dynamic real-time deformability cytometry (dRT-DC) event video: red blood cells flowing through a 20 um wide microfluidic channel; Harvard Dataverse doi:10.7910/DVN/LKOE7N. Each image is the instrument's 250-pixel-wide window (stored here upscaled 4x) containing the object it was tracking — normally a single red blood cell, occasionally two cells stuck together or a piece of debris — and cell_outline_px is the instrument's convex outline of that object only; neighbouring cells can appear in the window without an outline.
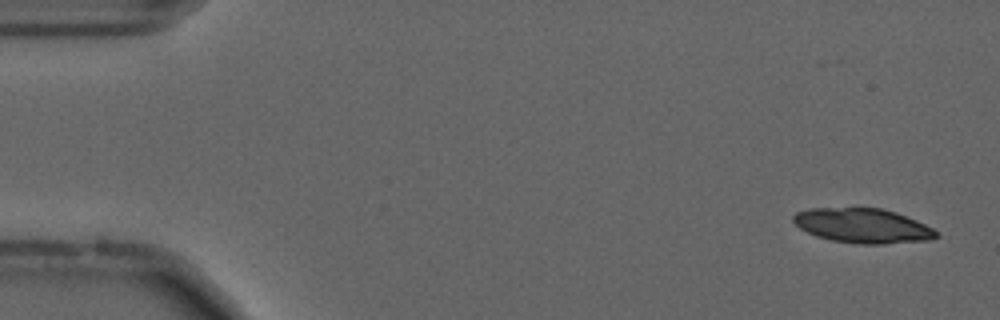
{"species": "common noctule bat (a hibernating species)", "species_latin": "Nyctalus noctula", "temperature_condition": "cold", "stored_images_in_passage": 16, "camera_frame_rate_fps": 3000, "um_per_image_px": 0.085, "animal": {"sex": "male", "forearm_length_mm": 52.5}, "frame": {"image": 1, "passage_image": 3, "time_ms": 0.667, "image_size_px": [1000, 320], "cell_outline_px": [[940, 236], [932, 240], [884, 244], [860, 244], [832, 240], [816, 236], [800, 228], [792, 220], [792, 216], [796, 212], [808, 208], [880, 208], [896, 212], [916, 220], [932, 228]], "centroid_in_image_um": [73.34, 19.19], "position_along_channel_um": 11.7, "area_um2": 28.84}}